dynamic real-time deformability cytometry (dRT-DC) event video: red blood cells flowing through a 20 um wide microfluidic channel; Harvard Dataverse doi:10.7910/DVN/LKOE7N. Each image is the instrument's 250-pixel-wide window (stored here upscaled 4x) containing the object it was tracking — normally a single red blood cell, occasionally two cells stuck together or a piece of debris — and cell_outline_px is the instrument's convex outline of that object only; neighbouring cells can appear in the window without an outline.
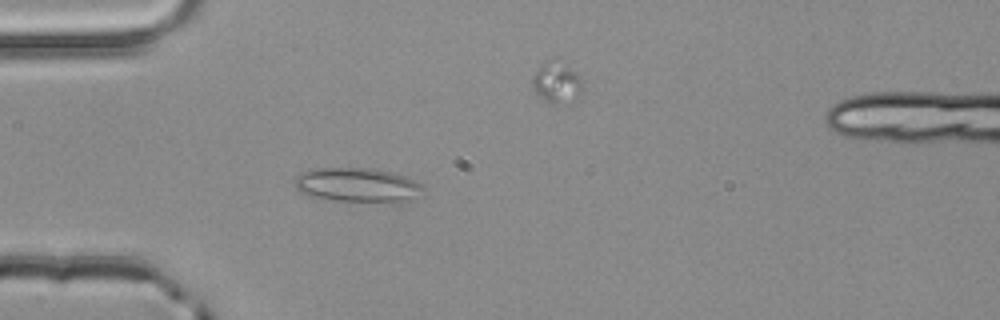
{"species": "common noctule bat (a hibernating species)", "species_latin": "Nyctalus noctula", "temperature_condition": "room temperature", "stored_images_in_passage": 6, "camera_frame_rate_fps": 3000, "um_per_image_px": 0.085, "animal": {"sex": "male", "body_mass_g": 20.4}, "frame": {"image": 1, "passage_image": 4, "time_ms": 1.0, "image_size_px": [1000, 320], "cell_outline_px": [[424, 188], [400, 204], [336, 200], [308, 196], [300, 192], [296, 188], [292, 180], [296, 176], [312, 168], [376, 168], [392, 172], [404, 176], [420, 184]], "centroid_in_image_um": [30.32, 15.73], "position_along_channel_um": 54.7, "area_um2": 25.84}}